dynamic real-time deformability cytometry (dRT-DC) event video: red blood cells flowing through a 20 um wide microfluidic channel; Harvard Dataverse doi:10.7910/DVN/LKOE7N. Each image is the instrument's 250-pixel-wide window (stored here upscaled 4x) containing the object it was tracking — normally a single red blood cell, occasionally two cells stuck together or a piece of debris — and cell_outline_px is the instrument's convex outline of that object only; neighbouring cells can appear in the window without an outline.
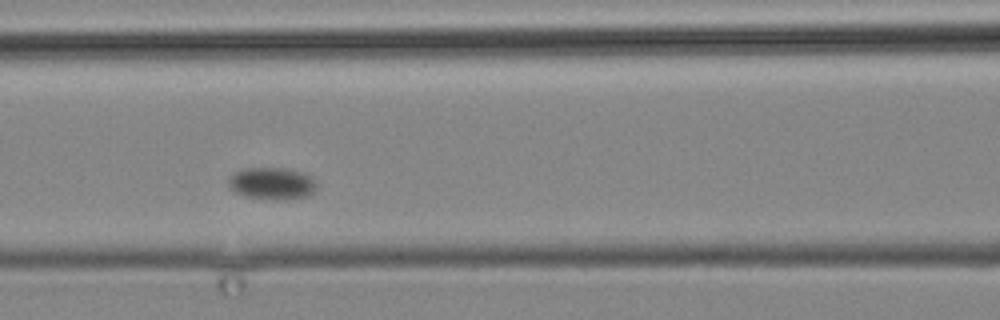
{"species": "common noctule bat (a hibernating species)", "species_latin": "Nyctalus noctula", "temperature_condition": "cold", "stored_images_in_passage": 9, "camera_frame_rate_fps": 3000, "um_per_image_px": 0.085, "animal": {"sex": "male", "body_mass_g": 19.2, "forearm_length_mm": 51.8}, "frame": {"image": 1, "passage_image": 8, "time_ms": 8.667, "image_size_px": [1000, 320], "cell_outline_px": [[316, 188], [308, 196], [280, 200], [276, 200], [244, 196], [236, 192], [228, 184], [228, 180], [236, 172], [244, 168], [280, 168], [300, 172], [312, 176], [316, 184]], "centroid_in_image_um": [23.13, 15.6], "position_along_channel_um": 143.5, "area_um2": 16.24}}
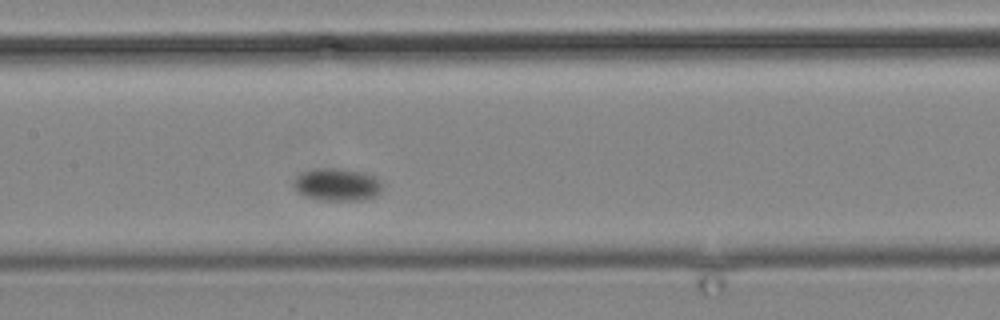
{"frame": {"image": 2, "passage_image": 9, "time_ms": 10.0, "image_size_px": [1000, 320], "cell_outline_px": [[380, 192], [376, 196], [364, 200], [316, 200], [304, 196], [296, 188], [292, 180], [300, 172], [328, 168], [340, 168], [364, 172], [380, 180]], "centroid_in_image_um": [28.64, 15.7], "position_along_channel_um": 178.8, "area_um2": 16.76}}